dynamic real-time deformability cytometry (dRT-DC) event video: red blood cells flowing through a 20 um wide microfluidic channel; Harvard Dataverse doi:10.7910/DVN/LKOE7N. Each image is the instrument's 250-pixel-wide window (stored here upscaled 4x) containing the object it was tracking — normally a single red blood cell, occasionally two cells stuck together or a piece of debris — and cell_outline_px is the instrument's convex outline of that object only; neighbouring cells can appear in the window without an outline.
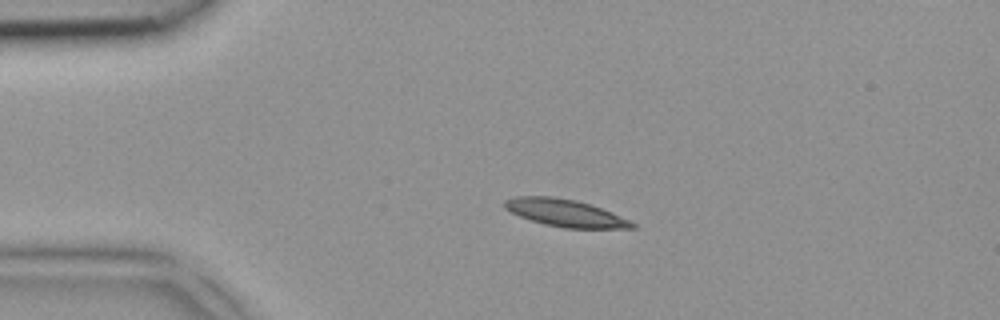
{"species": "common noctule bat (a hibernating species)", "species_latin": "Nyctalus noctula", "temperature_condition": "room temperature", "stored_images_in_passage": 3, "camera_frame_rate_fps": 3000, "um_per_image_px": 0.085, "animal": {"sex": "female", "body_mass_g": 18.4}, "frame": {"image": 1, "passage_image": 2, "time_ms": 0.333, "image_size_px": [1000, 320], "cell_outline_px": [[636, 228], [564, 228], [544, 224], [520, 216], [504, 208], [504, 200], [516, 196], [552, 196], [576, 200], [612, 212], [636, 224]], "centroid_in_image_um": [48.02, 18.1], "position_along_channel_um": 37.0, "area_um2": 20.06}}